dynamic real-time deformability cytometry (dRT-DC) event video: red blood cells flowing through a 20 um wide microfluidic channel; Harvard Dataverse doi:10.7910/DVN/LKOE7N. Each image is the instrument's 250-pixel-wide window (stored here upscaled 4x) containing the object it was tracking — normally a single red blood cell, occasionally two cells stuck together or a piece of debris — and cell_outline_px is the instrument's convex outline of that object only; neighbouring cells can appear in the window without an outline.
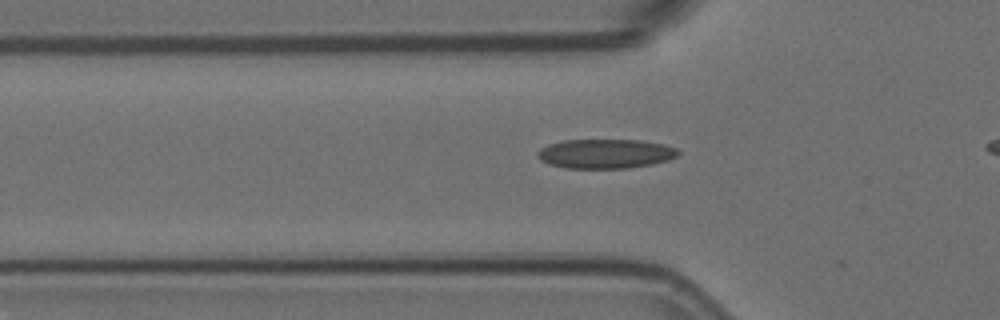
{"species": "Egyptian fruit bat (a non-hibernating species)", "species_latin": "Rousettus aegyptiacus", "temperature_condition": "room temperature", "stored_images_in_passage": 32, "camera_frame_rate_fps": 3000, "um_per_image_px": 0.085, "animal": {"sex": "female"}, "frame": {"image": 1, "passage_image": 4, "time_ms": 1.0, "image_size_px": [1000, 320], "cell_outline_px": [[680, 152], [676, 156], [668, 160], [652, 164], [628, 168], [564, 168], [548, 164], [540, 160], [536, 156], [536, 152], [540, 148], [548, 144], [564, 140], [640, 140], [664, 144], [676, 148]], "centroid_in_image_um": [51.42, 13.06], "position_along_channel_um": 74.4, "area_um2": 24.22}}
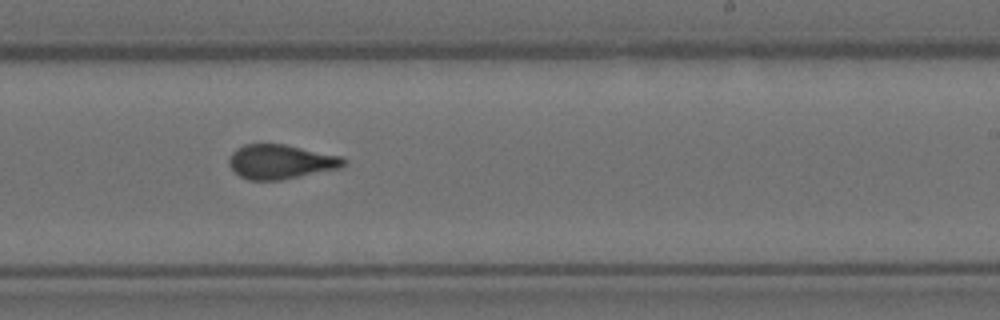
{"frame": {"image": 2, "passage_image": 20, "time_ms": 6.333, "image_size_px": [1000, 320], "cell_outline_px": [[348, 160], [340, 168], [280, 180], [248, 180], [240, 176], [228, 164], [228, 160], [232, 152], [236, 148], [244, 144], [284, 144], [340, 156]], "centroid_in_image_um": [23.83, 13.74], "position_along_channel_um": 265.2, "area_um2": 22.83}}
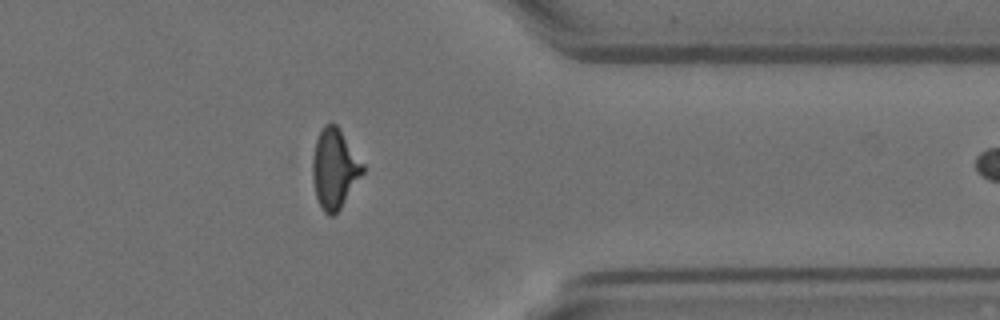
{"frame": {"image": 3, "passage_image": 31, "time_ms": 10.0, "image_size_px": [1000, 320], "cell_outline_px": [[364, 172], [340, 208], [332, 216], [328, 216], [324, 212], [316, 196], [312, 176], [312, 156], [316, 140], [324, 124], [336, 124], [364, 164]], "centroid_in_image_um": [28.43, 14.33], "position_along_channel_um": 383.0, "area_um2": 23.0}}